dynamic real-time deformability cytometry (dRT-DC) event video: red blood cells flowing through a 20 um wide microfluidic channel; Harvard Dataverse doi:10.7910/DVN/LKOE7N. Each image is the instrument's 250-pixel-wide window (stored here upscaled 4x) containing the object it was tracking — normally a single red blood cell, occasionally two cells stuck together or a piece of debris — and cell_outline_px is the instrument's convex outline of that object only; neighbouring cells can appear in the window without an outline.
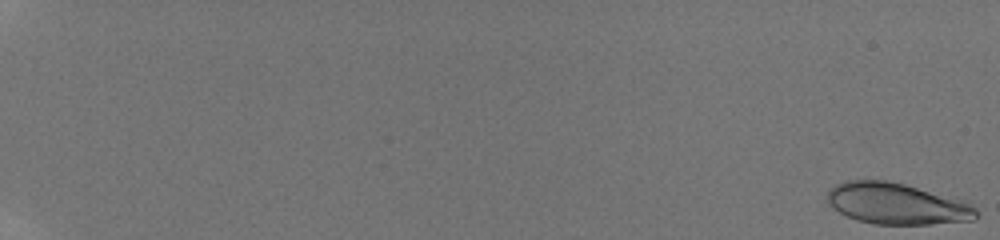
{"species": "human", "species_latin": "Homo sapiens", "temperature_condition": "room temperature", "stored_images_in_passage": 53, "camera_frame_rate_fps": 3000, "um_per_image_px": 0.085, "donor": {"sex": "male"}, "frame": {"image": 1, "passage_image": 1, "time_ms": 0.0, "image_size_px": [1000, 240], "cell_outline_px": [[976, 220], [928, 224], [872, 224], [856, 220], [840, 212], [828, 204], [828, 192], [836, 184], [848, 180], [888, 180], [968, 200], [976, 208]], "centroid_in_image_um": [76.28, 17.31], "position_along_channel_um": 8.7, "area_um2": 36.01}}
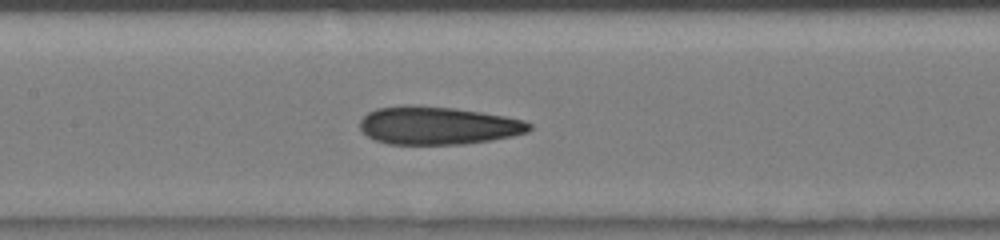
{"frame": {"image": 2, "passage_image": 30, "time_ms": 9.667, "image_size_px": [1000, 240], "cell_outline_px": [[532, 128], [528, 132], [512, 136], [464, 144], [388, 144], [376, 140], [368, 136], [360, 128], [360, 120], [368, 112], [376, 108], [404, 104], [412, 104], [452, 108], [480, 112], [504, 116], [524, 120], [532, 124]], "centroid_in_image_um": [37.2, 10.66], "position_along_channel_um": 170.2, "area_um2": 37.51}}
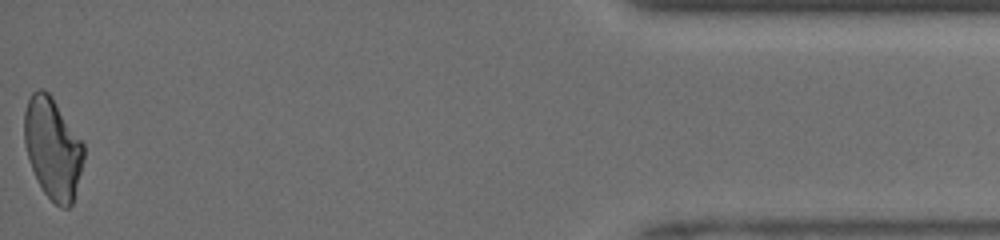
{"frame": {"image": 3, "passage_image": 53, "time_ms": 17.333, "image_size_px": [1000, 240], "cell_outline_px": [[84, 160], [72, 204], [68, 208], [60, 208], [44, 192], [32, 168], [24, 144], [24, 112], [28, 100], [32, 92], [40, 88], [48, 92], [52, 96], [84, 144]], "centroid_in_image_um": [4.48, 12.59], "position_along_channel_um": 430.7, "area_um2": 34.8}, "authors_computed_cell_mechanics": {"area_um2": 36.2406, "velocity_mm_per_s": 4.2507, "shape_relaxation_time_tau1_ms": 6.9997, "shape_relaxation_time_tau2_ms": 2.0795, "deformation_change_tau1": 0.1889, "deformation_change_tau2": 0.093}}